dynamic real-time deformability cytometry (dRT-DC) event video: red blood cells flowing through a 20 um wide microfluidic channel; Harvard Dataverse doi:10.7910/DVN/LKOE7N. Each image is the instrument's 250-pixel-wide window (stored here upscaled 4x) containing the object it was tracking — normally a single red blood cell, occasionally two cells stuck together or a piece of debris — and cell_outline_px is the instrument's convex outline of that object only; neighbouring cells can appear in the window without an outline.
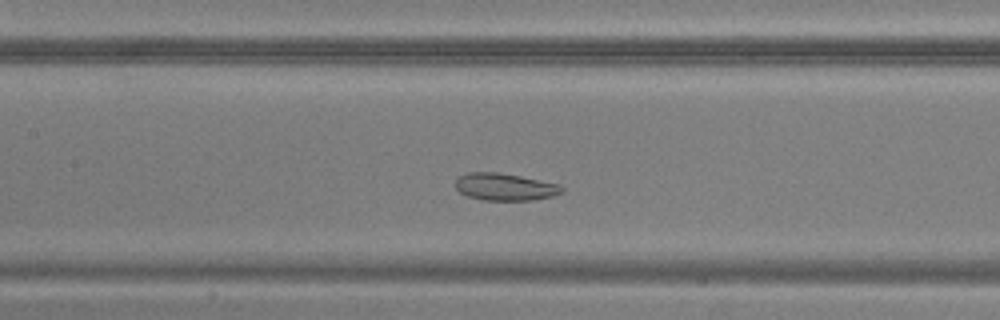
{"species": "common noctule bat (a hibernating species)", "species_latin": "Nyctalus noctula", "temperature_condition": "warm", "stored_images_in_passage": 44, "camera_frame_rate_fps": 3000, "um_per_image_px": 0.085, "animal": {"sex": "male", "body_mass_g": 20.5, "forearm_length_mm": 52.5}, "frame": {"image": 1, "passage_image": 17, "time_ms": 5.333, "image_size_px": [1000, 320], "cell_outline_px": [[564, 192], [552, 196], [532, 200], [484, 200], [468, 196], [460, 192], [456, 188], [456, 180], [460, 176], [468, 172], [496, 172], [520, 176], [560, 184], [564, 188]], "centroid_in_image_um": [42.94, 15.88], "position_along_channel_um": 164.5, "area_um2": 16.82}}
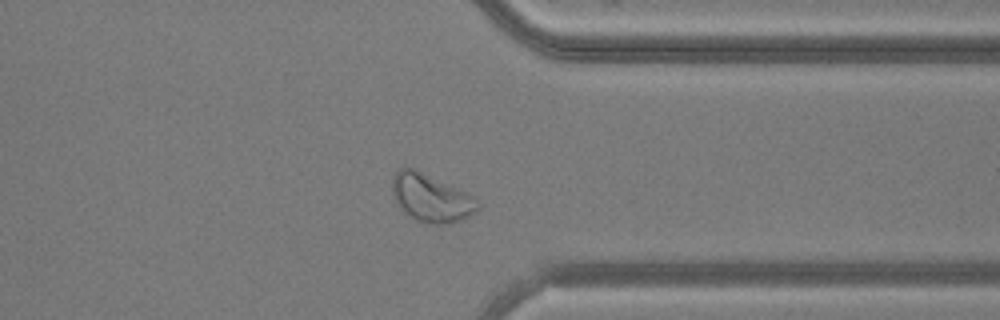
{"frame": {"image": 2, "passage_image": 33, "time_ms": 10.667, "image_size_px": [1000, 320], "cell_outline_px": [[480, 208], [476, 212], [460, 220], [448, 224], [428, 224], [416, 220], [404, 212], [400, 208], [392, 192], [392, 172], [396, 168], [412, 168], [456, 188], [472, 196], [480, 204]], "centroid_in_image_um": [36.6, 16.84], "position_along_channel_um": 374.8, "area_um2": 23.58}}
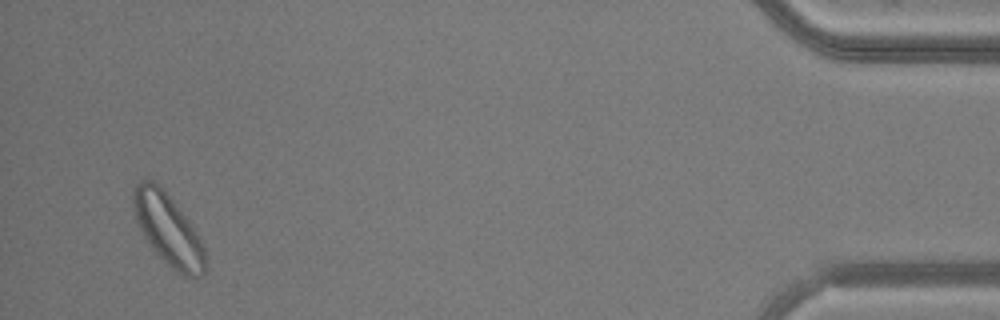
{"frame": {"image": 3, "passage_image": 42, "time_ms": 13.667, "image_size_px": [1000, 320], "cell_outline_px": [[204, 272], [200, 276], [184, 276], [172, 268], [152, 248], [144, 236], [136, 220], [132, 204], [132, 188], [140, 180], [152, 180], [172, 200], [188, 220], [196, 232], [204, 248]], "centroid_in_image_um": [14.24, 19.49], "position_along_channel_um": 421.0, "area_um2": 29.07}}